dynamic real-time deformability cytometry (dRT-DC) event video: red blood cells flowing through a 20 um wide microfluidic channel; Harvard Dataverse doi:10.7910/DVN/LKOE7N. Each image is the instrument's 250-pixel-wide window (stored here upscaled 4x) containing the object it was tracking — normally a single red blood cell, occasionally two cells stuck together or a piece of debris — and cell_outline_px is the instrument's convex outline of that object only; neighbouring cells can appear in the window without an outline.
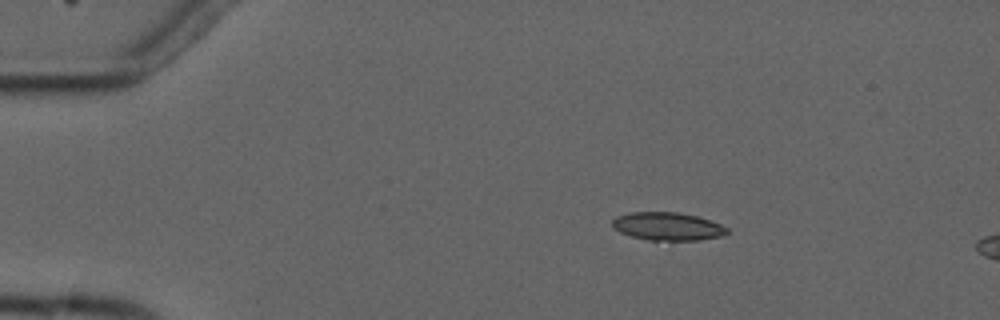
{"species": "common noctule bat (a hibernating species)", "species_latin": "Nyctalus noctula", "temperature_condition": "cold", "stored_images_in_passage": 3, "camera_frame_rate_fps": 3000, "um_per_image_px": 0.085, "animal": {"sex": "male", "forearm_length_mm": 52.5}, "frame": {"image": 1, "passage_image": 1, "time_ms": 0.0, "image_size_px": [1000, 320], "cell_outline_px": [[728, 232], [724, 236], [700, 240], [648, 240], [632, 236], [620, 232], [612, 228], [612, 220], [616, 216], [632, 212], [680, 212], [696, 216], [720, 224], [728, 228]], "centroid_in_image_um": [56.74, 19.24], "position_along_channel_um": 28.3, "area_um2": 18.79}}